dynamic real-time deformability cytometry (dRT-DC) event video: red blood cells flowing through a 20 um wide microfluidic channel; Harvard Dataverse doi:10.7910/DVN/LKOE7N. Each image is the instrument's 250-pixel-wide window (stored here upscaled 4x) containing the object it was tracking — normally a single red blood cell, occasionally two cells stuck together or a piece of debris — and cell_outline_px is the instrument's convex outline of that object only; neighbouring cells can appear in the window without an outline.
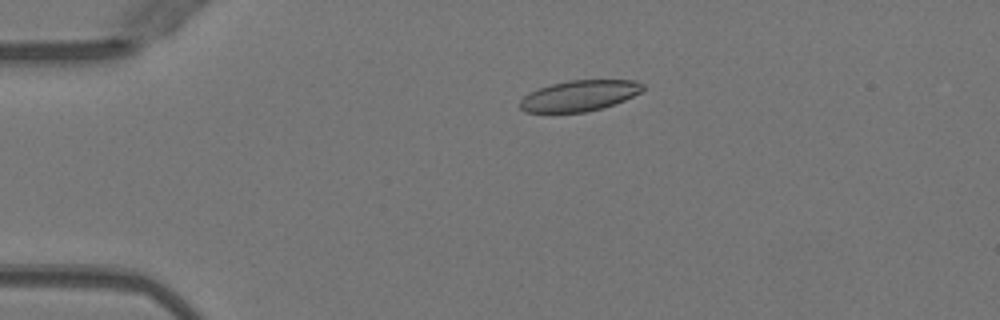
{"species": "Egyptian fruit bat (a non-hibernating species)", "species_latin": "Rousettus aegyptiacus", "temperature_condition": "warm", "stored_images_in_passage": 21, "camera_frame_rate_fps": 3000, "um_per_image_px": 0.085, "animal": {"sex": "female"}, "frame": {"image": 1, "passage_image": 12, "time_ms": 3.667, "image_size_px": [1000, 320], "cell_outline_px": [[644, 88], [640, 92], [624, 100], [600, 108], [584, 112], [524, 112], [520, 108], [520, 100], [524, 96], [540, 88], [552, 84], [568, 80], [636, 80], [644, 84]], "centroid_in_image_um": [49.25, 8.12], "position_along_channel_um": 35.7, "area_um2": 21.73}}
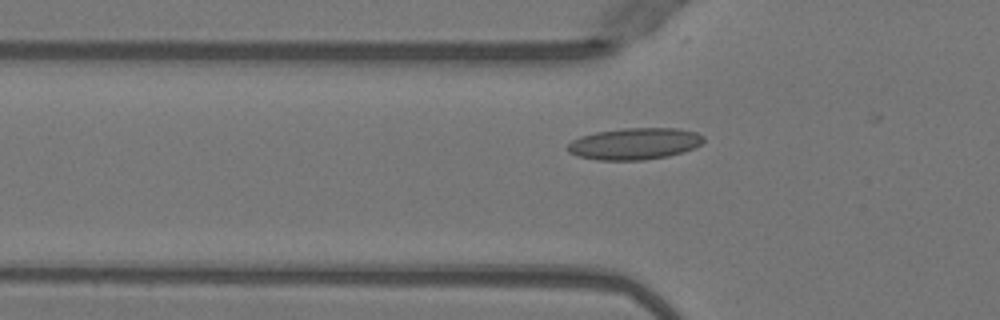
{"frame": {"image": 2, "passage_image": 18, "time_ms": 5.667, "image_size_px": [1000, 320], "cell_outline_px": [[704, 140], [700, 144], [692, 148], [668, 156], [644, 160], [596, 160], [576, 156], [568, 152], [568, 144], [572, 140], [580, 136], [596, 132], [624, 128], [676, 128], [696, 132], [704, 136]], "centroid_in_image_um": [53.9, 12.22], "position_along_channel_um": 71.9, "area_um2": 25.03}}